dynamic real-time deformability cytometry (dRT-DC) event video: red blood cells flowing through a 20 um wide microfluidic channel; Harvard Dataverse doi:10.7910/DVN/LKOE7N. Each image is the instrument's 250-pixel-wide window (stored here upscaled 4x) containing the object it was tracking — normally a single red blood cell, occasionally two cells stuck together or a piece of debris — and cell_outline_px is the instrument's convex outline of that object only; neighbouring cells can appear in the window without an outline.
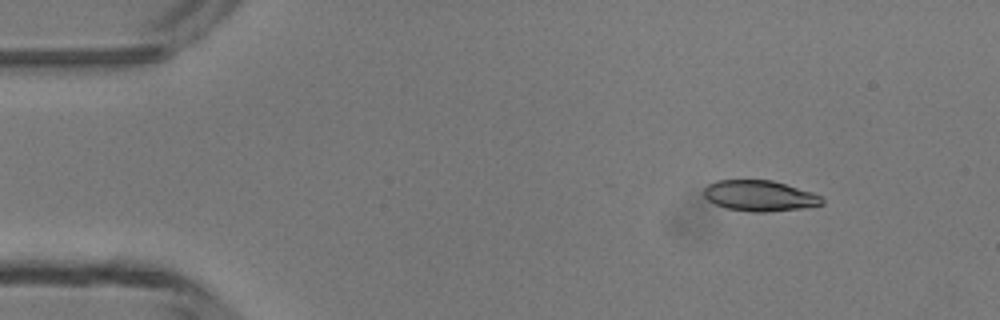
{"species": "common noctule bat (a hibernating species)", "species_latin": "Nyctalus noctula", "temperature_condition": "room temperature", "stored_images_in_passage": 4, "camera_frame_rate_fps": 3000, "um_per_image_px": 0.085, "animal": {"sex": "male", "body_mass_g": 13.3}, "frame": {"image": 1, "passage_image": 1, "time_ms": 0.0, "image_size_px": [1000, 320], "cell_outline_px": [[824, 204], [804, 208], [764, 212], [752, 212], [724, 208], [708, 200], [704, 196], [704, 188], [708, 184], [716, 180], [772, 180], [812, 192], [820, 196], [824, 200]], "centroid_in_image_um": [64.56, 16.64], "position_along_channel_um": 20.4, "area_um2": 21.21}}